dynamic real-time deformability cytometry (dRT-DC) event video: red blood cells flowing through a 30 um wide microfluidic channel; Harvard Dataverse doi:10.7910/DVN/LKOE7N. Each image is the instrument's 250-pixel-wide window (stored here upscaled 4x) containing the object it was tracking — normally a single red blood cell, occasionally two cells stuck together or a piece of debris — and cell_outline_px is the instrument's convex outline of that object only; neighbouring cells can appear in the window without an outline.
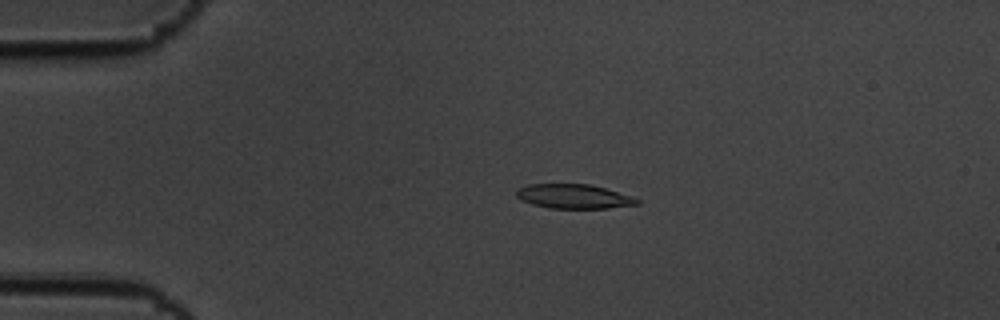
{"species": "common noctule bat (a hibernating species)", "species_latin": "Nyctalus noctula", "temperature_condition": "cold", "stored_images_in_passage": 53, "camera_frame_rate_fps": 3000, "um_per_image_px": 0.085, "animal": {"sex": "male", "body_mass_g": 19.5, "forearm_length_mm": 54.6}, "frame": {"image": 1, "passage_image": 8, "time_ms": 2.333, "image_size_px": [1000, 320], "cell_outline_px": [[640, 204], [608, 208], [548, 208], [532, 204], [520, 200], [516, 196], [516, 188], [528, 184], [588, 184], [604, 188], [632, 196], [640, 200]], "centroid_in_image_um": [48.73, 16.69], "position_along_channel_um": 36.3, "area_um2": 17.17}}
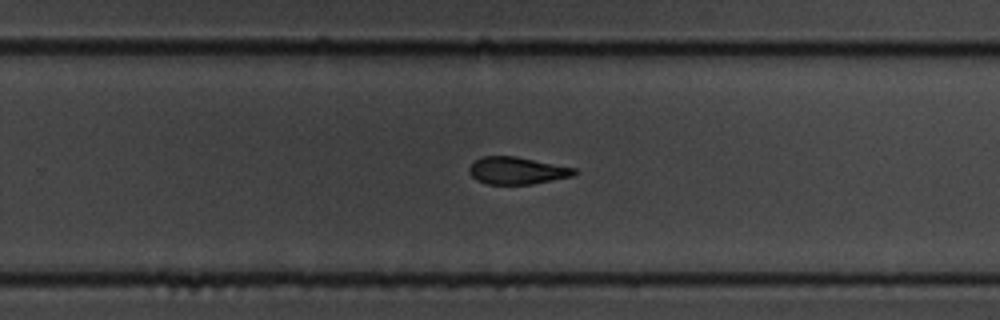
{"frame": {"image": 2, "passage_image": 33, "time_ms": 10.667, "image_size_px": [1000, 320], "cell_outline_px": [[580, 172], [572, 176], [532, 184], [484, 184], [476, 180], [468, 172], [468, 168], [480, 156], [516, 156], [576, 168]], "centroid_in_image_um": [43.94, 14.5], "position_along_channel_um": 285.9, "area_um2": 16.82}}
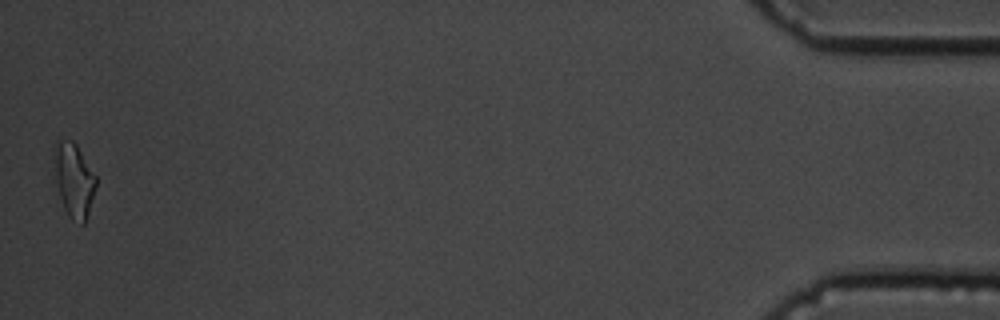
{"frame": {"image": 3, "passage_image": 53, "time_ms": 17.333, "image_size_px": [1000, 320], "cell_outline_px": [[96, 184], [88, 212], [84, 224], [80, 224], [72, 220], [68, 216], [64, 208], [60, 196], [56, 176], [52, 148], [56, 140], [72, 140], [76, 144], [96, 176]], "centroid_in_image_um": [6.26, 15.27], "position_along_channel_um": 428.9, "area_um2": 17.8}, "authors_computed_cell_mechanics": {"area_um2": 17.6868, "velocity_mm_per_s": 3.4635, "shape_relaxation_time_tau1_ms": 2.4764, "shape_relaxation_time_tau2_ms": 7.6588, "deformation_change_tau1": 0.1056, "deformation_change_tau2": 0.1753}}